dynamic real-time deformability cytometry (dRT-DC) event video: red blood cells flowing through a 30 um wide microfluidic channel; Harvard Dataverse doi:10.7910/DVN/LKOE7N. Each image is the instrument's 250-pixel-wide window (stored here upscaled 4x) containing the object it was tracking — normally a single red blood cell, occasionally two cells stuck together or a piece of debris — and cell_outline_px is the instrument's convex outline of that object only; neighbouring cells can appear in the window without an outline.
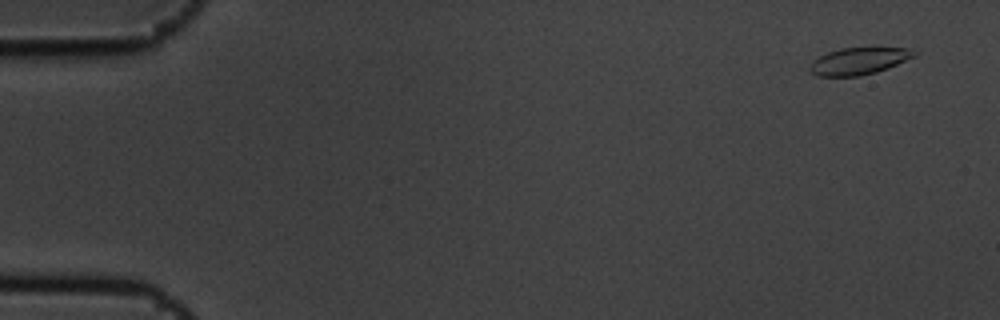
{"species": "common noctule bat (a hibernating species)", "species_latin": "Nyctalus noctula", "temperature_condition": "cold", "stored_images_in_passage": 4, "camera_frame_rate_fps": 3000, "um_per_image_px": 0.085, "animal": {"sex": "male", "body_mass_g": 19.5, "forearm_length_mm": 54.6}, "frame": {"image": 1, "passage_image": 1, "time_ms": 0.0, "image_size_px": [1000, 320], "cell_outline_px": [[920, 52], [916, 56], [888, 68], [876, 72], [860, 76], [820, 76], [812, 72], [808, 68], [812, 60], [828, 52], [840, 48], [908, 48]], "centroid_in_image_um": [73.02, 5.18], "position_along_channel_um": 12.0, "area_um2": 16.42}}
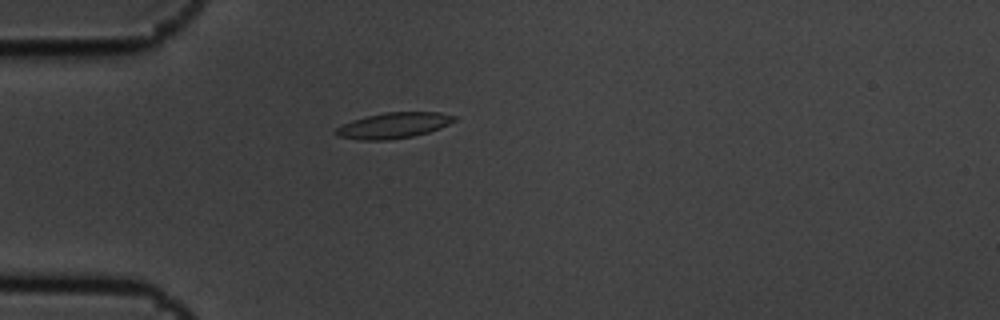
{"frame": {"image": 2, "passage_image": 4, "time_ms": 1.0, "image_size_px": [1000, 320], "cell_outline_px": [[456, 120], [440, 128], [428, 132], [412, 136], [388, 140], [360, 140], [336, 136], [332, 132], [336, 128], [352, 120], [384, 112], [440, 112], [456, 116]], "centroid_in_image_um": [33.43, 10.66], "position_along_channel_um": 51.6, "area_um2": 17.74}}